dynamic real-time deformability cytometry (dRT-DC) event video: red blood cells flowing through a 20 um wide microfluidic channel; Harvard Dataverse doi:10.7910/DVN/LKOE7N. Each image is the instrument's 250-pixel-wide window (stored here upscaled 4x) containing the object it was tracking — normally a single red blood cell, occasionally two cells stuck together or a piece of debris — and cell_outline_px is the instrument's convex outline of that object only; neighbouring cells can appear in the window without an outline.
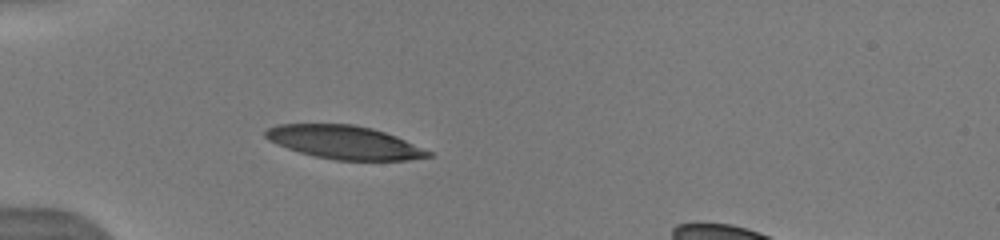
{"species": "human", "species_latin": "Homo sapiens", "temperature_condition": "warm", "stored_images_in_passage": 39, "camera_frame_rate_fps": 3000, "um_per_image_px": 0.085, "donor": {"sex": "male"}, "frame": {"image": 1, "passage_image": 1, "time_ms": 0.0, "image_size_px": [1000, 240], "cell_outline_px": [[432, 156], [408, 160], [336, 160], [316, 156], [300, 152], [276, 144], [268, 140], [264, 136], [264, 132], [268, 128], [276, 124], [352, 124], [372, 128], [396, 136], [432, 152]], "centroid_in_image_um": [29.25, 12.09], "position_along_channel_um": 55.7, "area_um2": 31.44}}
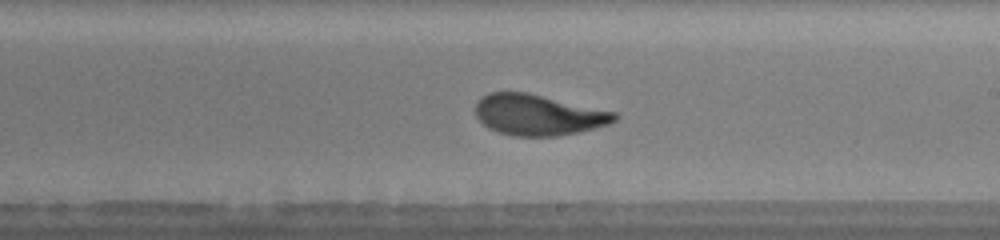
{"frame": {"image": 2, "passage_image": 18, "time_ms": 5.0, "image_size_px": [1000, 240], "cell_outline_px": [[620, 116], [616, 120], [608, 124], [576, 132], [556, 136], [512, 136], [496, 132], [488, 128], [476, 116], [476, 100], [480, 96], [488, 92], [528, 92], [616, 112]], "centroid_in_image_um": [45.71, 9.75], "position_along_channel_um": 243.3, "area_um2": 33.23}}
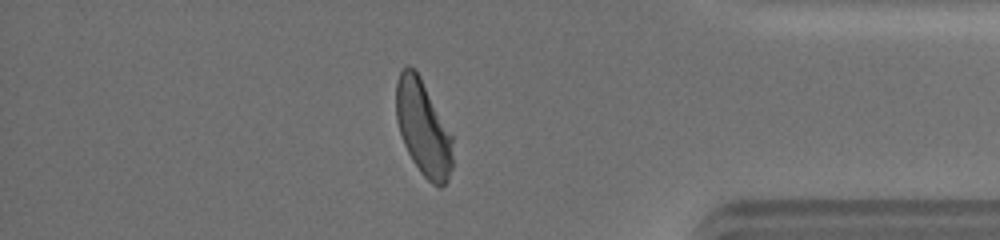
{"frame": {"image": 3, "passage_image": 32, "time_ms": 9.333, "image_size_px": [1000, 240], "cell_outline_px": [[452, 168], [448, 180], [440, 188], [432, 184], [420, 172], [412, 160], [404, 144], [396, 120], [396, 80], [400, 72], [408, 64], [420, 76], [452, 136]], "centroid_in_image_um": [35.96, 10.9], "position_along_channel_um": 399.2, "area_um2": 31.15}}